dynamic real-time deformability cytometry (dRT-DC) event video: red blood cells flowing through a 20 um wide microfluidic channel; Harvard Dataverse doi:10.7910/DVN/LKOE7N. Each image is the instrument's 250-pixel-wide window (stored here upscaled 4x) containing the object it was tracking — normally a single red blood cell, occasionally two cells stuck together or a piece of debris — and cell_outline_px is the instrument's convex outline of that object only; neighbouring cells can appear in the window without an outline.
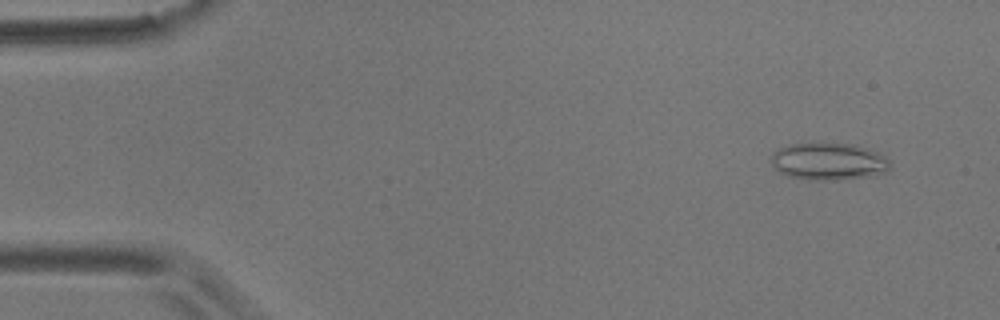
{"species": "common noctule bat (a hibernating species)", "species_latin": "Nyctalus noctula", "temperature_condition": "room temperature", "stored_images_in_passage": 3, "camera_frame_rate_fps": 3000, "um_per_image_px": 0.085, "animal": {"sex": "male", "body_mass_g": 17.9}, "frame": {"image": 1, "passage_image": 1, "time_ms": 0.0, "image_size_px": [1000, 320], "cell_outline_px": [[888, 172], [868, 176], [836, 180], [808, 180], [788, 176], [780, 172], [772, 164], [772, 152], [780, 148], [792, 144], [856, 144], [868, 148], [884, 156], [888, 160]], "centroid_in_image_um": [70.43, 13.73], "position_along_channel_um": 14.6, "area_um2": 25.49}}